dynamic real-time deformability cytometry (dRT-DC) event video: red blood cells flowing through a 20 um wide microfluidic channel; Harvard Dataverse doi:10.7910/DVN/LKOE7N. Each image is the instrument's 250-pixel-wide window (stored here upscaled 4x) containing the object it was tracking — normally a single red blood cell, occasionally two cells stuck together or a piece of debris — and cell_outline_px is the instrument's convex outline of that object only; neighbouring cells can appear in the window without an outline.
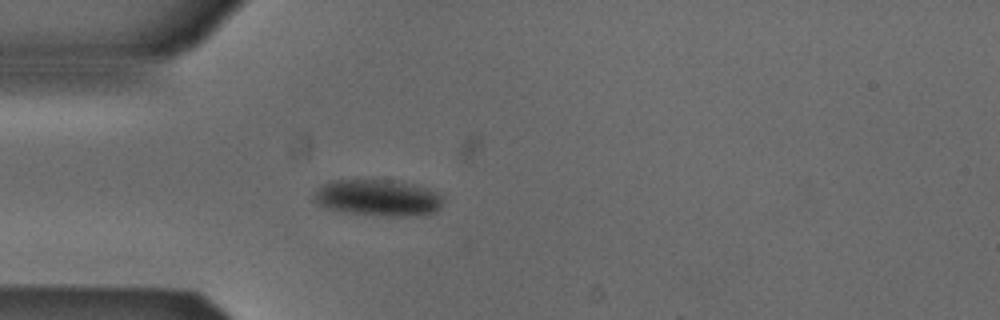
{"species": "Egyptian fruit bat (a non-hibernating species)", "species_latin": "Rousettus aegyptiacus", "temperature_condition": "cold", "stored_images_in_passage": 4, "camera_frame_rate_fps": 3000, "um_per_image_px": 0.085, "animal": {"sex": "male"}, "frame": {"image": 1, "passage_image": 3, "time_ms": 0.667, "image_size_px": [1000, 320], "cell_outline_px": [[444, 196], [440, 208], [436, 212], [404, 216], [388, 216], [336, 212], [324, 208], [316, 204], [312, 200], [312, 196], [316, 188], [320, 184], [328, 180], [396, 180], [428, 188]], "centroid_in_image_um": [32.03, 16.81], "position_along_channel_um": 53.0, "area_um2": 28.09}}